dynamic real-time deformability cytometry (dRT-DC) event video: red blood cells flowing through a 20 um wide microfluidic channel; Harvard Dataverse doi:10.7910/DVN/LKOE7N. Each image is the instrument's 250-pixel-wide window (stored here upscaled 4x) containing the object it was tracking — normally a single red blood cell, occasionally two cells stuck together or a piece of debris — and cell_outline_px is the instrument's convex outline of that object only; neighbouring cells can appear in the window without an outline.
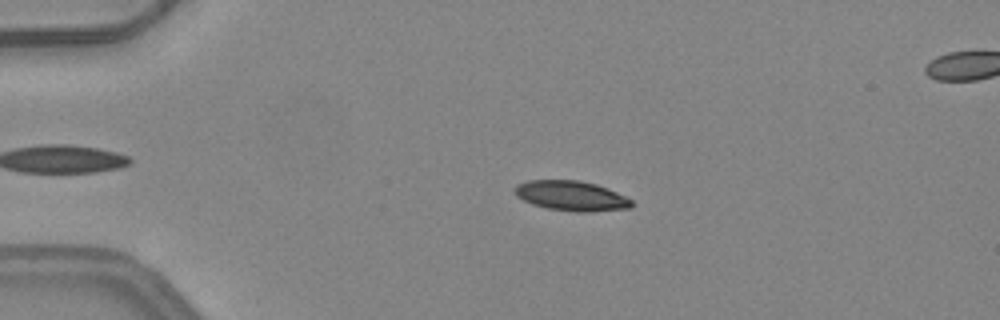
{"species": "common noctule bat (a hibernating species)", "species_latin": "Nyctalus noctula", "temperature_condition": "warm", "stored_images_in_passage": 4, "segment_of_instrument_passage": [1, 2], "camera_frame_rate_fps": 3000, "um_per_image_px": 0.085, "animal": {"sex": "female", "body_mass_g": 24.6, "forearm_length_mm": 56.2}, "frame": {"image": 1, "passage_image": 2, "time_ms": 0.333, "image_size_px": [1000, 320], "cell_outline_px": [[632, 204], [628, 208], [592, 212], [576, 212], [548, 208], [532, 204], [516, 196], [512, 192], [512, 188], [516, 184], [528, 180], [580, 180], [596, 184], [608, 188], [632, 200]], "centroid_in_image_um": [48.5, 16.63], "position_along_channel_um": 36.5, "area_um2": 20.52}}